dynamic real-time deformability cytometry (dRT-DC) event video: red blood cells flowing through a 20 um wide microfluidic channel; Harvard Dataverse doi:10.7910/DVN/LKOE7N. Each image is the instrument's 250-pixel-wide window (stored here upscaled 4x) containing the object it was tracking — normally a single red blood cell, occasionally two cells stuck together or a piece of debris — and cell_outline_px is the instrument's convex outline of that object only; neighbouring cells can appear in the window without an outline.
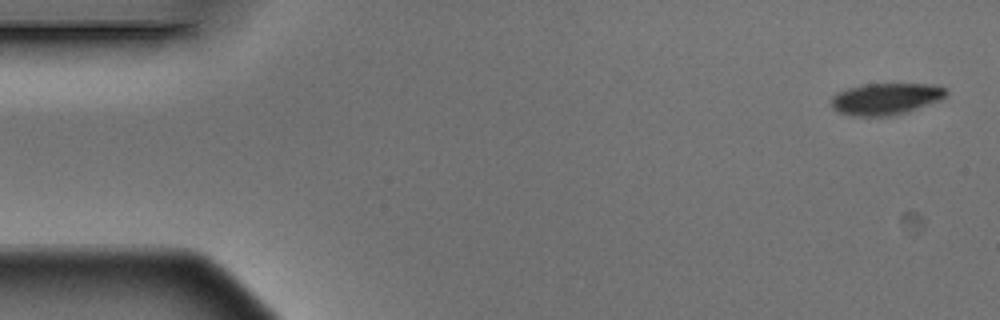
{"species": "Egyptian fruit bat (a non-hibernating species)", "species_latin": "Rousettus aegyptiacus", "temperature_condition": "warm", "stored_images_in_passage": 5, "camera_frame_rate_fps": 3000, "um_per_image_px": 0.085, "animal": {"sex": "male"}, "frame": {"image": 1, "passage_image": 1, "time_ms": 0.0, "image_size_px": [1000, 320], "cell_outline_px": [[948, 92], [940, 100], [908, 112], [896, 116], [852, 116], [840, 112], [832, 108], [832, 96], [836, 92], [848, 88], [864, 84], [932, 84], [944, 88]], "centroid_in_image_um": [75.28, 8.41], "position_along_channel_um": 9.7, "area_um2": 21.27}}
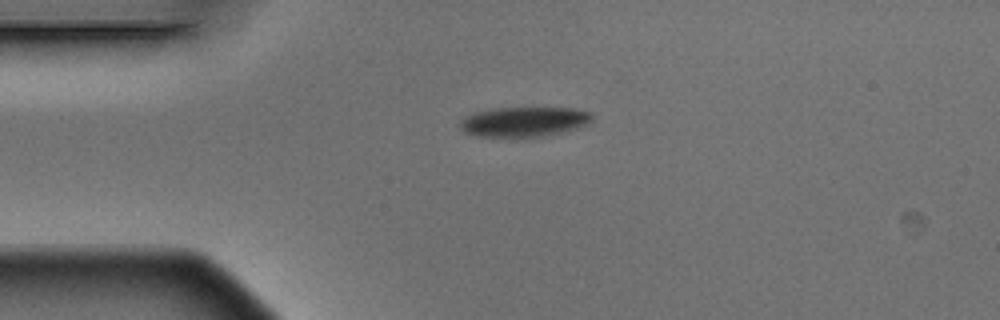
{"frame": {"image": 2, "passage_image": 4, "time_ms": 1.0, "image_size_px": [1000, 320], "cell_outline_px": [[592, 120], [584, 124], [572, 128], [556, 132], [536, 136], [476, 136], [464, 132], [460, 128], [460, 120], [476, 112], [492, 108], [572, 108], [592, 112]], "centroid_in_image_um": [44.48, 10.32], "position_along_channel_um": 40.5, "area_um2": 22.25}}